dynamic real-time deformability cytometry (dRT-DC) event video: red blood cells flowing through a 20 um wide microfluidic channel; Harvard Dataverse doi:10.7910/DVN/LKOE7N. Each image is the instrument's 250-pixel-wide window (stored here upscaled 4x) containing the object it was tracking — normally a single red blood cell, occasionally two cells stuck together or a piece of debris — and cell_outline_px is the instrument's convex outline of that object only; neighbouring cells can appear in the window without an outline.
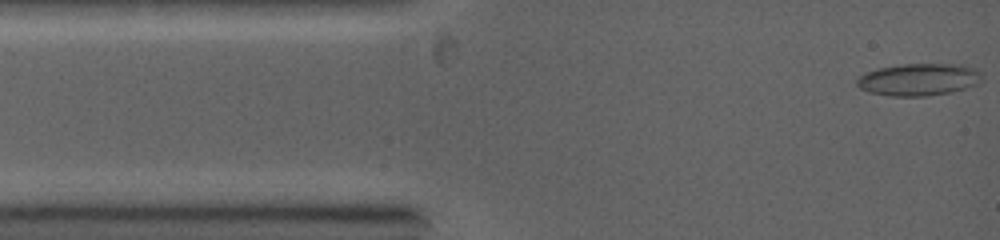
{"species": "common noctule bat (a hibernating species)", "species_latin": "Nyctalus noctula", "temperature_condition": "warm", "stored_images_in_passage": 6, "camera_frame_rate_fps": 5000, "um_per_image_px": 0.085, "animal": {"sex": "female", "body_mass_g": 19.0, "forearm_length_mm": 53.3}, "frame": {"image": 1, "passage_image": 1, "time_ms": 0.0, "image_size_px": [1000, 240], "cell_outline_px": [[980, 80], [976, 84], [952, 92], [928, 96], [892, 96], [868, 92], [860, 88], [856, 84], [856, 80], [864, 72], [880, 68], [904, 64], [964, 64], [976, 68], [980, 72]], "centroid_in_image_um": [78.08, 6.76], "position_along_channel_um": 6.9, "area_um2": 23.47}}